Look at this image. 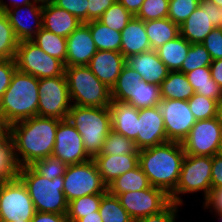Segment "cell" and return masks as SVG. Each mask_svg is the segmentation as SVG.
<instances>
[{"label": "cell", "instance_id": "e7e4bbea", "mask_svg": "<svg viewBox=\"0 0 222 222\" xmlns=\"http://www.w3.org/2000/svg\"><path fill=\"white\" fill-rule=\"evenodd\" d=\"M6 181L7 179L0 173V186H2Z\"/></svg>", "mask_w": 222, "mask_h": 222}, {"label": "cell", "instance_id": "52a82bcc", "mask_svg": "<svg viewBox=\"0 0 222 222\" xmlns=\"http://www.w3.org/2000/svg\"><path fill=\"white\" fill-rule=\"evenodd\" d=\"M212 157L185 155L175 191L170 195L171 202L183 205L180 194L202 191L204 200L211 190ZM180 196V197H179Z\"/></svg>", "mask_w": 222, "mask_h": 222}, {"label": "cell", "instance_id": "603a6c76", "mask_svg": "<svg viewBox=\"0 0 222 222\" xmlns=\"http://www.w3.org/2000/svg\"><path fill=\"white\" fill-rule=\"evenodd\" d=\"M109 108L111 112L112 130L131 139L137 146L139 109L120 101H112Z\"/></svg>", "mask_w": 222, "mask_h": 222}, {"label": "cell", "instance_id": "60d3db41", "mask_svg": "<svg viewBox=\"0 0 222 222\" xmlns=\"http://www.w3.org/2000/svg\"><path fill=\"white\" fill-rule=\"evenodd\" d=\"M211 63L210 53L205 46L202 43H192L179 72L188 73L201 67H210Z\"/></svg>", "mask_w": 222, "mask_h": 222}, {"label": "cell", "instance_id": "ee69618b", "mask_svg": "<svg viewBox=\"0 0 222 222\" xmlns=\"http://www.w3.org/2000/svg\"><path fill=\"white\" fill-rule=\"evenodd\" d=\"M169 0H144L136 18L145 21L168 17Z\"/></svg>", "mask_w": 222, "mask_h": 222}, {"label": "cell", "instance_id": "7a4b0ae2", "mask_svg": "<svg viewBox=\"0 0 222 222\" xmlns=\"http://www.w3.org/2000/svg\"><path fill=\"white\" fill-rule=\"evenodd\" d=\"M185 155L182 143L168 141L139 150V166L152 187L170 196L176 189Z\"/></svg>", "mask_w": 222, "mask_h": 222}, {"label": "cell", "instance_id": "8d00e7d4", "mask_svg": "<svg viewBox=\"0 0 222 222\" xmlns=\"http://www.w3.org/2000/svg\"><path fill=\"white\" fill-rule=\"evenodd\" d=\"M18 43L6 13L0 10V59H15Z\"/></svg>", "mask_w": 222, "mask_h": 222}, {"label": "cell", "instance_id": "f907efd6", "mask_svg": "<svg viewBox=\"0 0 222 222\" xmlns=\"http://www.w3.org/2000/svg\"><path fill=\"white\" fill-rule=\"evenodd\" d=\"M117 0H88V22L99 20Z\"/></svg>", "mask_w": 222, "mask_h": 222}, {"label": "cell", "instance_id": "7dc6e473", "mask_svg": "<svg viewBox=\"0 0 222 222\" xmlns=\"http://www.w3.org/2000/svg\"><path fill=\"white\" fill-rule=\"evenodd\" d=\"M202 44L210 53L212 60L222 59V28H214Z\"/></svg>", "mask_w": 222, "mask_h": 222}, {"label": "cell", "instance_id": "003e7915", "mask_svg": "<svg viewBox=\"0 0 222 222\" xmlns=\"http://www.w3.org/2000/svg\"><path fill=\"white\" fill-rule=\"evenodd\" d=\"M13 222H31V221L17 220V221H13Z\"/></svg>", "mask_w": 222, "mask_h": 222}, {"label": "cell", "instance_id": "f5cc1de1", "mask_svg": "<svg viewBox=\"0 0 222 222\" xmlns=\"http://www.w3.org/2000/svg\"><path fill=\"white\" fill-rule=\"evenodd\" d=\"M222 187V156L212 157L211 188Z\"/></svg>", "mask_w": 222, "mask_h": 222}, {"label": "cell", "instance_id": "e0dca14e", "mask_svg": "<svg viewBox=\"0 0 222 222\" xmlns=\"http://www.w3.org/2000/svg\"><path fill=\"white\" fill-rule=\"evenodd\" d=\"M168 142L159 106L139 109L137 148L139 150Z\"/></svg>", "mask_w": 222, "mask_h": 222}, {"label": "cell", "instance_id": "4fadbf2b", "mask_svg": "<svg viewBox=\"0 0 222 222\" xmlns=\"http://www.w3.org/2000/svg\"><path fill=\"white\" fill-rule=\"evenodd\" d=\"M133 221L157 214L170 203V196L162 189L150 186L136 192H125L116 196Z\"/></svg>", "mask_w": 222, "mask_h": 222}, {"label": "cell", "instance_id": "b9f144b4", "mask_svg": "<svg viewBox=\"0 0 222 222\" xmlns=\"http://www.w3.org/2000/svg\"><path fill=\"white\" fill-rule=\"evenodd\" d=\"M67 166L68 165L66 163L62 162L54 155L37 160L30 165L37 174L47 178L48 180L64 176Z\"/></svg>", "mask_w": 222, "mask_h": 222}, {"label": "cell", "instance_id": "277c9868", "mask_svg": "<svg viewBox=\"0 0 222 222\" xmlns=\"http://www.w3.org/2000/svg\"><path fill=\"white\" fill-rule=\"evenodd\" d=\"M82 137L84 149L94 158L100 154L106 136L112 130L109 107H80L72 105L67 115Z\"/></svg>", "mask_w": 222, "mask_h": 222}, {"label": "cell", "instance_id": "cb8c5ba5", "mask_svg": "<svg viewBox=\"0 0 222 222\" xmlns=\"http://www.w3.org/2000/svg\"><path fill=\"white\" fill-rule=\"evenodd\" d=\"M93 160L97 164L101 179L107 187L117 177L139 165V155H96Z\"/></svg>", "mask_w": 222, "mask_h": 222}, {"label": "cell", "instance_id": "9f6ffc18", "mask_svg": "<svg viewBox=\"0 0 222 222\" xmlns=\"http://www.w3.org/2000/svg\"><path fill=\"white\" fill-rule=\"evenodd\" d=\"M122 6L130 12L133 16H136L139 12L144 0H117Z\"/></svg>", "mask_w": 222, "mask_h": 222}, {"label": "cell", "instance_id": "03108f58", "mask_svg": "<svg viewBox=\"0 0 222 222\" xmlns=\"http://www.w3.org/2000/svg\"><path fill=\"white\" fill-rule=\"evenodd\" d=\"M219 221L222 222V215L221 214H217Z\"/></svg>", "mask_w": 222, "mask_h": 222}, {"label": "cell", "instance_id": "3957f363", "mask_svg": "<svg viewBox=\"0 0 222 222\" xmlns=\"http://www.w3.org/2000/svg\"><path fill=\"white\" fill-rule=\"evenodd\" d=\"M39 79L18 70L0 101V116L9 127L14 123L38 116Z\"/></svg>", "mask_w": 222, "mask_h": 222}, {"label": "cell", "instance_id": "7c38bea8", "mask_svg": "<svg viewBox=\"0 0 222 222\" xmlns=\"http://www.w3.org/2000/svg\"><path fill=\"white\" fill-rule=\"evenodd\" d=\"M214 28H222V8L209 0H200L196 10L179 26L180 35L191 44L202 43Z\"/></svg>", "mask_w": 222, "mask_h": 222}, {"label": "cell", "instance_id": "d6a6232c", "mask_svg": "<svg viewBox=\"0 0 222 222\" xmlns=\"http://www.w3.org/2000/svg\"><path fill=\"white\" fill-rule=\"evenodd\" d=\"M89 29L97 50L120 52L121 32L112 30L99 20L85 23Z\"/></svg>", "mask_w": 222, "mask_h": 222}, {"label": "cell", "instance_id": "680465c9", "mask_svg": "<svg viewBox=\"0 0 222 222\" xmlns=\"http://www.w3.org/2000/svg\"><path fill=\"white\" fill-rule=\"evenodd\" d=\"M77 222H102V218L99 211H96L95 214H89L83 218H80Z\"/></svg>", "mask_w": 222, "mask_h": 222}, {"label": "cell", "instance_id": "f1b7e54d", "mask_svg": "<svg viewBox=\"0 0 222 222\" xmlns=\"http://www.w3.org/2000/svg\"><path fill=\"white\" fill-rule=\"evenodd\" d=\"M141 81V75L125 64L116 80L115 85L111 89L112 101L127 103L135 96L136 89Z\"/></svg>", "mask_w": 222, "mask_h": 222}, {"label": "cell", "instance_id": "11a10c76", "mask_svg": "<svg viewBox=\"0 0 222 222\" xmlns=\"http://www.w3.org/2000/svg\"><path fill=\"white\" fill-rule=\"evenodd\" d=\"M210 72L212 79L222 88V59L212 60Z\"/></svg>", "mask_w": 222, "mask_h": 222}, {"label": "cell", "instance_id": "d6986e66", "mask_svg": "<svg viewBox=\"0 0 222 222\" xmlns=\"http://www.w3.org/2000/svg\"><path fill=\"white\" fill-rule=\"evenodd\" d=\"M89 27L83 23L67 37L66 66H87L97 52Z\"/></svg>", "mask_w": 222, "mask_h": 222}, {"label": "cell", "instance_id": "94428289", "mask_svg": "<svg viewBox=\"0 0 222 222\" xmlns=\"http://www.w3.org/2000/svg\"><path fill=\"white\" fill-rule=\"evenodd\" d=\"M216 118L222 124V98L217 101Z\"/></svg>", "mask_w": 222, "mask_h": 222}, {"label": "cell", "instance_id": "9c48e42d", "mask_svg": "<svg viewBox=\"0 0 222 222\" xmlns=\"http://www.w3.org/2000/svg\"><path fill=\"white\" fill-rule=\"evenodd\" d=\"M15 62L18 71L30 74L38 79L57 77L65 74L64 64L42 51L31 40L19 41Z\"/></svg>", "mask_w": 222, "mask_h": 222}, {"label": "cell", "instance_id": "91938a15", "mask_svg": "<svg viewBox=\"0 0 222 222\" xmlns=\"http://www.w3.org/2000/svg\"><path fill=\"white\" fill-rule=\"evenodd\" d=\"M8 135V126L0 116V140L5 138Z\"/></svg>", "mask_w": 222, "mask_h": 222}, {"label": "cell", "instance_id": "6125c7cd", "mask_svg": "<svg viewBox=\"0 0 222 222\" xmlns=\"http://www.w3.org/2000/svg\"><path fill=\"white\" fill-rule=\"evenodd\" d=\"M217 154L222 156V135H221V140L219 142Z\"/></svg>", "mask_w": 222, "mask_h": 222}, {"label": "cell", "instance_id": "bcb514c9", "mask_svg": "<svg viewBox=\"0 0 222 222\" xmlns=\"http://www.w3.org/2000/svg\"><path fill=\"white\" fill-rule=\"evenodd\" d=\"M57 7L63 8L82 23L88 22V0H51Z\"/></svg>", "mask_w": 222, "mask_h": 222}, {"label": "cell", "instance_id": "ab89813d", "mask_svg": "<svg viewBox=\"0 0 222 222\" xmlns=\"http://www.w3.org/2000/svg\"><path fill=\"white\" fill-rule=\"evenodd\" d=\"M134 17L120 2L116 1L104 12L99 21L110 29L121 32Z\"/></svg>", "mask_w": 222, "mask_h": 222}, {"label": "cell", "instance_id": "5b68a950", "mask_svg": "<svg viewBox=\"0 0 222 222\" xmlns=\"http://www.w3.org/2000/svg\"><path fill=\"white\" fill-rule=\"evenodd\" d=\"M18 178L26 186L36 212L67 214L68 202L63 192V176L48 180L30 166H23L19 168Z\"/></svg>", "mask_w": 222, "mask_h": 222}, {"label": "cell", "instance_id": "ffe728a7", "mask_svg": "<svg viewBox=\"0 0 222 222\" xmlns=\"http://www.w3.org/2000/svg\"><path fill=\"white\" fill-rule=\"evenodd\" d=\"M125 64L126 58L121 52L98 50L87 67L102 83L112 89Z\"/></svg>", "mask_w": 222, "mask_h": 222}, {"label": "cell", "instance_id": "d590c367", "mask_svg": "<svg viewBox=\"0 0 222 222\" xmlns=\"http://www.w3.org/2000/svg\"><path fill=\"white\" fill-rule=\"evenodd\" d=\"M98 211L102 222H133L119 199L108 191L102 196Z\"/></svg>", "mask_w": 222, "mask_h": 222}, {"label": "cell", "instance_id": "681fc988", "mask_svg": "<svg viewBox=\"0 0 222 222\" xmlns=\"http://www.w3.org/2000/svg\"><path fill=\"white\" fill-rule=\"evenodd\" d=\"M179 204H175L171 202L164 210L157 214L149 215L140 219H137L133 222H175L177 215Z\"/></svg>", "mask_w": 222, "mask_h": 222}, {"label": "cell", "instance_id": "74e56055", "mask_svg": "<svg viewBox=\"0 0 222 222\" xmlns=\"http://www.w3.org/2000/svg\"><path fill=\"white\" fill-rule=\"evenodd\" d=\"M161 101L160 86L142 80L136 94L127 103L137 109L157 106Z\"/></svg>", "mask_w": 222, "mask_h": 222}, {"label": "cell", "instance_id": "8fae6325", "mask_svg": "<svg viewBox=\"0 0 222 222\" xmlns=\"http://www.w3.org/2000/svg\"><path fill=\"white\" fill-rule=\"evenodd\" d=\"M35 212L28 190L18 177L0 186V222L31 221Z\"/></svg>", "mask_w": 222, "mask_h": 222}, {"label": "cell", "instance_id": "5bb4252c", "mask_svg": "<svg viewBox=\"0 0 222 222\" xmlns=\"http://www.w3.org/2000/svg\"><path fill=\"white\" fill-rule=\"evenodd\" d=\"M222 135V124L217 118L197 120L182 141L187 155L211 156L217 154Z\"/></svg>", "mask_w": 222, "mask_h": 222}, {"label": "cell", "instance_id": "f546056e", "mask_svg": "<svg viewBox=\"0 0 222 222\" xmlns=\"http://www.w3.org/2000/svg\"><path fill=\"white\" fill-rule=\"evenodd\" d=\"M185 75L195 93L217 101L222 98V88L212 79L210 67H201Z\"/></svg>", "mask_w": 222, "mask_h": 222}, {"label": "cell", "instance_id": "db71d44e", "mask_svg": "<svg viewBox=\"0 0 222 222\" xmlns=\"http://www.w3.org/2000/svg\"><path fill=\"white\" fill-rule=\"evenodd\" d=\"M31 222H70L67 215L35 212Z\"/></svg>", "mask_w": 222, "mask_h": 222}, {"label": "cell", "instance_id": "7bdbcfd3", "mask_svg": "<svg viewBox=\"0 0 222 222\" xmlns=\"http://www.w3.org/2000/svg\"><path fill=\"white\" fill-rule=\"evenodd\" d=\"M188 105L196 121L216 117L217 100L195 93L188 100Z\"/></svg>", "mask_w": 222, "mask_h": 222}, {"label": "cell", "instance_id": "6f0895ef", "mask_svg": "<svg viewBox=\"0 0 222 222\" xmlns=\"http://www.w3.org/2000/svg\"><path fill=\"white\" fill-rule=\"evenodd\" d=\"M10 7L8 4L0 0V10L6 12L8 9L25 6L27 4L33 3L35 0H9Z\"/></svg>", "mask_w": 222, "mask_h": 222}, {"label": "cell", "instance_id": "8992f818", "mask_svg": "<svg viewBox=\"0 0 222 222\" xmlns=\"http://www.w3.org/2000/svg\"><path fill=\"white\" fill-rule=\"evenodd\" d=\"M72 105L80 107H109L111 89L102 83L87 66L65 67Z\"/></svg>", "mask_w": 222, "mask_h": 222}, {"label": "cell", "instance_id": "4316f807", "mask_svg": "<svg viewBox=\"0 0 222 222\" xmlns=\"http://www.w3.org/2000/svg\"><path fill=\"white\" fill-rule=\"evenodd\" d=\"M194 94L185 73L179 71H170L160 85L161 99L188 101Z\"/></svg>", "mask_w": 222, "mask_h": 222}, {"label": "cell", "instance_id": "4dcf8cb0", "mask_svg": "<svg viewBox=\"0 0 222 222\" xmlns=\"http://www.w3.org/2000/svg\"><path fill=\"white\" fill-rule=\"evenodd\" d=\"M147 176L138 165L136 168L117 177L109 186L108 192L114 196L125 192H136L149 188Z\"/></svg>", "mask_w": 222, "mask_h": 222}, {"label": "cell", "instance_id": "c3c4849f", "mask_svg": "<svg viewBox=\"0 0 222 222\" xmlns=\"http://www.w3.org/2000/svg\"><path fill=\"white\" fill-rule=\"evenodd\" d=\"M17 70L15 59H0V101Z\"/></svg>", "mask_w": 222, "mask_h": 222}, {"label": "cell", "instance_id": "816d5d0a", "mask_svg": "<svg viewBox=\"0 0 222 222\" xmlns=\"http://www.w3.org/2000/svg\"><path fill=\"white\" fill-rule=\"evenodd\" d=\"M204 209H210L215 214H222V187L211 188L208 197L204 200ZM213 208V210H212Z\"/></svg>", "mask_w": 222, "mask_h": 222}, {"label": "cell", "instance_id": "836d02e7", "mask_svg": "<svg viewBox=\"0 0 222 222\" xmlns=\"http://www.w3.org/2000/svg\"><path fill=\"white\" fill-rule=\"evenodd\" d=\"M104 194L86 195L68 202L67 217L70 222H77L89 214H95Z\"/></svg>", "mask_w": 222, "mask_h": 222}, {"label": "cell", "instance_id": "be15d7a7", "mask_svg": "<svg viewBox=\"0 0 222 222\" xmlns=\"http://www.w3.org/2000/svg\"><path fill=\"white\" fill-rule=\"evenodd\" d=\"M213 2L216 6L222 8V0H209Z\"/></svg>", "mask_w": 222, "mask_h": 222}, {"label": "cell", "instance_id": "ba28073f", "mask_svg": "<svg viewBox=\"0 0 222 222\" xmlns=\"http://www.w3.org/2000/svg\"><path fill=\"white\" fill-rule=\"evenodd\" d=\"M63 180V192L67 202L86 195L105 194L108 191L93 158L68 165Z\"/></svg>", "mask_w": 222, "mask_h": 222}, {"label": "cell", "instance_id": "d4e9b609", "mask_svg": "<svg viewBox=\"0 0 222 222\" xmlns=\"http://www.w3.org/2000/svg\"><path fill=\"white\" fill-rule=\"evenodd\" d=\"M121 36L120 52L125 58L152 50L143 20L134 17L121 31Z\"/></svg>", "mask_w": 222, "mask_h": 222}, {"label": "cell", "instance_id": "7402d4cb", "mask_svg": "<svg viewBox=\"0 0 222 222\" xmlns=\"http://www.w3.org/2000/svg\"><path fill=\"white\" fill-rule=\"evenodd\" d=\"M42 20L43 28L65 38L83 24L77 17L57 7L51 0L43 2Z\"/></svg>", "mask_w": 222, "mask_h": 222}, {"label": "cell", "instance_id": "1f68e13d", "mask_svg": "<svg viewBox=\"0 0 222 222\" xmlns=\"http://www.w3.org/2000/svg\"><path fill=\"white\" fill-rule=\"evenodd\" d=\"M33 43L48 55L60 60L66 66L67 38L41 28L31 39Z\"/></svg>", "mask_w": 222, "mask_h": 222}, {"label": "cell", "instance_id": "6da1fadb", "mask_svg": "<svg viewBox=\"0 0 222 222\" xmlns=\"http://www.w3.org/2000/svg\"><path fill=\"white\" fill-rule=\"evenodd\" d=\"M61 120L33 116L8 127L19 167L52 155L56 130Z\"/></svg>", "mask_w": 222, "mask_h": 222}, {"label": "cell", "instance_id": "9a60e30c", "mask_svg": "<svg viewBox=\"0 0 222 222\" xmlns=\"http://www.w3.org/2000/svg\"><path fill=\"white\" fill-rule=\"evenodd\" d=\"M158 106L163 115L167 140L182 143L196 123L188 101L161 99Z\"/></svg>", "mask_w": 222, "mask_h": 222}, {"label": "cell", "instance_id": "e575fe53", "mask_svg": "<svg viewBox=\"0 0 222 222\" xmlns=\"http://www.w3.org/2000/svg\"><path fill=\"white\" fill-rule=\"evenodd\" d=\"M139 155L136 143L125 136L111 130L106 136L102 150L98 155Z\"/></svg>", "mask_w": 222, "mask_h": 222}, {"label": "cell", "instance_id": "83f0119b", "mask_svg": "<svg viewBox=\"0 0 222 222\" xmlns=\"http://www.w3.org/2000/svg\"><path fill=\"white\" fill-rule=\"evenodd\" d=\"M144 26L152 50H156L180 35L179 26L168 17L145 21Z\"/></svg>", "mask_w": 222, "mask_h": 222}, {"label": "cell", "instance_id": "44dd1931", "mask_svg": "<svg viewBox=\"0 0 222 222\" xmlns=\"http://www.w3.org/2000/svg\"><path fill=\"white\" fill-rule=\"evenodd\" d=\"M126 64L137 71L142 80L158 86L169 74L167 66L159 59L156 50L131 55L126 58Z\"/></svg>", "mask_w": 222, "mask_h": 222}, {"label": "cell", "instance_id": "484cf974", "mask_svg": "<svg viewBox=\"0 0 222 222\" xmlns=\"http://www.w3.org/2000/svg\"><path fill=\"white\" fill-rule=\"evenodd\" d=\"M190 46L191 43L179 35L175 39L157 48L156 52L159 59L167 66L169 71H180Z\"/></svg>", "mask_w": 222, "mask_h": 222}, {"label": "cell", "instance_id": "f6af8a7d", "mask_svg": "<svg viewBox=\"0 0 222 222\" xmlns=\"http://www.w3.org/2000/svg\"><path fill=\"white\" fill-rule=\"evenodd\" d=\"M199 1L200 0H169L168 18L178 26L182 25L199 6Z\"/></svg>", "mask_w": 222, "mask_h": 222}, {"label": "cell", "instance_id": "ac0fdd59", "mask_svg": "<svg viewBox=\"0 0 222 222\" xmlns=\"http://www.w3.org/2000/svg\"><path fill=\"white\" fill-rule=\"evenodd\" d=\"M43 2L44 0H35L33 3L11 8L5 12L18 41L31 40L42 28ZM25 20L33 23L29 25Z\"/></svg>", "mask_w": 222, "mask_h": 222}, {"label": "cell", "instance_id": "2e32d148", "mask_svg": "<svg viewBox=\"0 0 222 222\" xmlns=\"http://www.w3.org/2000/svg\"><path fill=\"white\" fill-rule=\"evenodd\" d=\"M52 155L67 165L92 159L84 149L81 135L67 119L58 123Z\"/></svg>", "mask_w": 222, "mask_h": 222}, {"label": "cell", "instance_id": "30bf717a", "mask_svg": "<svg viewBox=\"0 0 222 222\" xmlns=\"http://www.w3.org/2000/svg\"><path fill=\"white\" fill-rule=\"evenodd\" d=\"M38 116L67 119L72 106L66 75L40 78L38 85Z\"/></svg>", "mask_w": 222, "mask_h": 222}, {"label": "cell", "instance_id": "f35d334b", "mask_svg": "<svg viewBox=\"0 0 222 222\" xmlns=\"http://www.w3.org/2000/svg\"><path fill=\"white\" fill-rule=\"evenodd\" d=\"M19 165L15 158L14 146L9 135L0 140V173L7 179L18 177Z\"/></svg>", "mask_w": 222, "mask_h": 222}]
</instances>
